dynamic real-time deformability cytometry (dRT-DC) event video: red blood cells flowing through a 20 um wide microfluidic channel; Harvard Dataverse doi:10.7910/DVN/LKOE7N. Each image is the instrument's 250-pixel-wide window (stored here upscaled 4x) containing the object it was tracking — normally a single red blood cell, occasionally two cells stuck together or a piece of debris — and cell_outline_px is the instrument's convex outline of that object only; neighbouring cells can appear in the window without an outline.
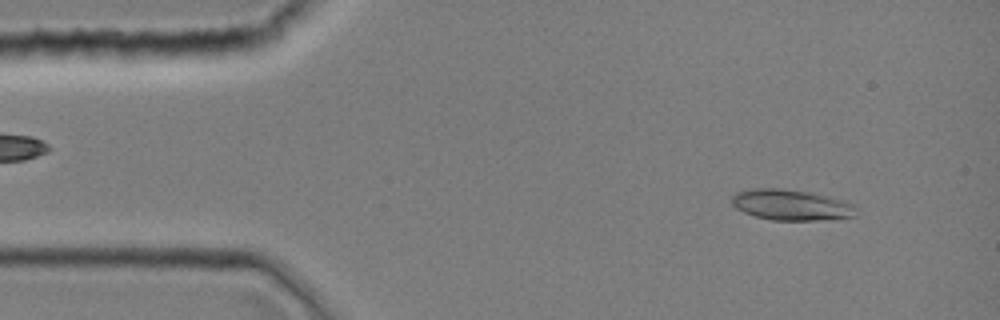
{"species": "common noctule bat (a hibernating species)", "species_latin": "Nyctalus noctula", "temperature_condition": "room temperature", "stored_images_in_passage": 42, "camera_frame_rate_fps": 3000, "um_per_image_px": 0.085, "animal": {"sex": "female", "body_mass_g": 19.0, "forearm_length_mm": 51.5}, "frame": {"image": 1, "passage_image": 3, "time_ms": 0.667, "image_size_px": [1000, 320], "cell_outline_px": [[856, 216], [836, 220], [772, 220], [756, 216], [744, 212], [736, 208], [728, 200], [736, 192], [748, 188], [784, 188], [812, 192], [844, 200], [852, 204], [856, 208]], "centroid_in_image_um": [67.25, 17.41], "position_along_channel_um": 17.7, "area_um2": 22.83}}
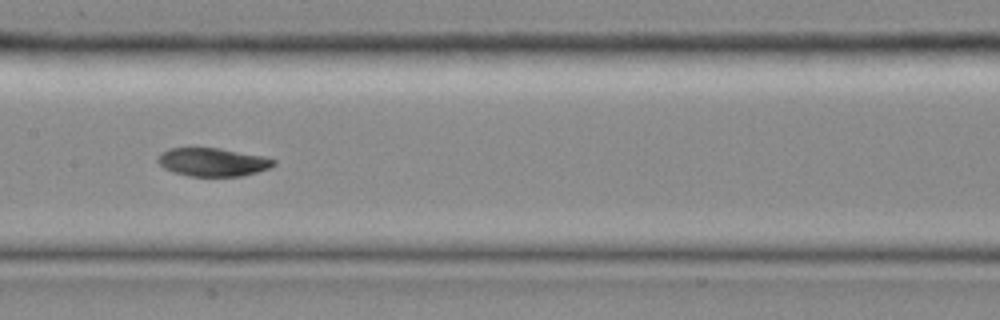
{"frame": {"image": 2, "passage_image": 20, "time_ms": 6.333, "image_size_px": [1000, 320], "cell_outline_px": [[276, 164], [268, 168], [256, 172], [240, 176], [188, 176], [164, 168], [156, 160], [160, 152], [168, 148], [220, 148], [264, 156], [276, 160]], "centroid_in_image_um": [18.07, 13.76], "position_along_channel_um": 189.3, "area_um2": 19.07}}
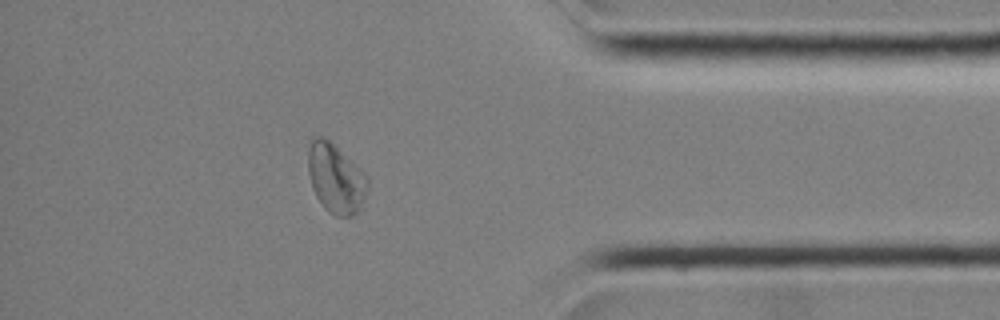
{"frame": {"image": 3, "passage_image": 36, "time_ms": 11.667, "image_size_px": [1000, 320], "cell_outline_px": [[368, 188], [364, 200], [360, 208], [352, 216], [336, 216], [328, 212], [324, 208], [316, 196], [312, 188], [308, 172], [308, 140], [312, 136], [324, 136], [368, 176]], "centroid_in_image_um": [28.51, 15.15], "position_along_channel_um": 406.7, "area_um2": 24.22}}